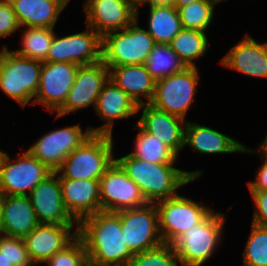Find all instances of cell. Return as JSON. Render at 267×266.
Segmentation results:
<instances>
[{
    "label": "cell",
    "instance_id": "cell-26",
    "mask_svg": "<svg viewBox=\"0 0 267 266\" xmlns=\"http://www.w3.org/2000/svg\"><path fill=\"white\" fill-rule=\"evenodd\" d=\"M109 79L138 105L150 103L153 99L156 80L147 71L145 64L109 68Z\"/></svg>",
    "mask_w": 267,
    "mask_h": 266
},
{
    "label": "cell",
    "instance_id": "cell-19",
    "mask_svg": "<svg viewBox=\"0 0 267 266\" xmlns=\"http://www.w3.org/2000/svg\"><path fill=\"white\" fill-rule=\"evenodd\" d=\"M28 197L39 224H78L63 204L59 176L52 172L41 181Z\"/></svg>",
    "mask_w": 267,
    "mask_h": 266
},
{
    "label": "cell",
    "instance_id": "cell-27",
    "mask_svg": "<svg viewBox=\"0 0 267 266\" xmlns=\"http://www.w3.org/2000/svg\"><path fill=\"white\" fill-rule=\"evenodd\" d=\"M206 32L182 29L169 44L186 67H197L196 61L206 55L209 37Z\"/></svg>",
    "mask_w": 267,
    "mask_h": 266
},
{
    "label": "cell",
    "instance_id": "cell-34",
    "mask_svg": "<svg viewBox=\"0 0 267 266\" xmlns=\"http://www.w3.org/2000/svg\"><path fill=\"white\" fill-rule=\"evenodd\" d=\"M128 266H181L180 260L171 244L139 252L130 260Z\"/></svg>",
    "mask_w": 267,
    "mask_h": 266
},
{
    "label": "cell",
    "instance_id": "cell-46",
    "mask_svg": "<svg viewBox=\"0 0 267 266\" xmlns=\"http://www.w3.org/2000/svg\"><path fill=\"white\" fill-rule=\"evenodd\" d=\"M217 1L218 3H221V2H227L228 0H215Z\"/></svg>",
    "mask_w": 267,
    "mask_h": 266
},
{
    "label": "cell",
    "instance_id": "cell-40",
    "mask_svg": "<svg viewBox=\"0 0 267 266\" xmlns=\"http://www.w3.org/2000/svg\"><path fill=\"white\" fill-rule=\"evenodd\" d=\"M145 5L148 6V9L170 8V7H174V1L173 0H141V2L137 5V8H140V6L144 7Z\"/></svg>",
    "mask_w": 267,
    "mask_h": 266
},
{
    "label": "cell",
    "instance_id": "cell-39",
    "mask_svg": "<svg viewBox=\"0 0 267 266\" xmlns=\"http://www.w3.org/2000/svg\"><path fill=\"white\" fill-rule=\"evenodd\" d=\"M248 154V155H257L259 158H261L262 164L259 165L258 170L256 172V179L254 181H247V187L249 190H261V191H267V158L262 156L254 147V149H251L250 147H246L244 145V149L242 154Z\"/></svg>",
    "mask_w": 267,
    "mask_h": 266
},
{
    "label": "cell",
    "instance_id": "cell-41",
    "mask_svg": "<svg viewBox=\"0 0 267 266\" xmlns=\"http://www.w3.org/2000/svg\"><path fill=\"white\" fill-rule=\"evenodd\" d=\"M255 149L264 157L267 158V132L262 141L257 145Z\"/></svg>",
    "mask_w": 267,
    "mask_h": 266
},
{
    "label": "cell",
    "instance_id": "cell-5",
    "mask_svg": "<svg viewBox=\"0 0 267 266\" xmlns=\"http://www.w3.org/2000/svg\"><path fill=\"white\" fill-rule=\"evenodd\" d=\"M41 70L42 62L18 56L6 44L0 49V91L21 109L33 105Z\"/></svg>",
    "mask_w": 267,
    "mask_h": 266
},
{
    "label": "cell",
    "instance_id": "cell-17",
    "mask_svg": "<svg viewBox=\"0 0 267 266\" xmlns=\"http://www.w3.org/2000/svg\"><path fill=\"white\" fill-rule=\"evenodd\" d=\"M77 236L78 224H39L23 240L30 260L34 266H38L64 249Z\"/></svg>",
    "mask_w": 267,
    "mask_h": 266
},
{
    "label": "cell",
    "instance_id": "cell-43",
    "mask_svg": "<svg viewBox=\"0 0 267 266\" xmlns=\"http://www.w3.org/2000/svg\"><path fill=\"white\" fill-rule=\"evenodd\" d=\"M0 266H13V264H9L7 258L4 253L0 251Z\"/></svg>",
    "mask_w": 267,
    "mask_h": 266
},
{
    "label": "cell",
    "instance_id": "cell-32",
    "mask_svg": "<svg viewBox=\"0 0 267 266\" xmlns=\"http://www.w3.org/2000/svg\"><path fill=\"white\" fill-rule=\"evenodd\" d=\"M215 0H200L178 9L183 29L199 30L208 33L215 17Z\"/></svg>",
    "mask_w": 267,
    "mask_h": 266
},
{
    "label": "cell",
    "instance_id": "cell-35",
    "mask_svg": "<svg viewBox=\"0 0 267 266\" xmlns=\"http://www.w3.org/2000/svg\"><path fill=\"white\" fill-rule=\"evenodd\" d=\"M46 266H87L89 264L87 248L78 235L69 245L52 255Z\"/></svg>",
    "mask_w": 267,
    "mask_h": 266
},
{
    "label": "cell",
    "instance_id": "cell-6",
    "mask_svg": "<svg viewBox=\"0 0 267 266\" xmlns=\"http://www.w3.org/2000/svg\"><path fill=\"white\" fill-rule=\"evenodd\" d=\"M139 16L136 8V19L127 28L102 38V61L108 68L145 64L156 42L139 26Z\"/></svg>",
    "mask_w": 267,
    "mask_h": 266
},
{
    "label": "cell",
    "instance_id": "cell-3",
    "mask_svg": "<svg viewBox=\"0 0 267 266\" xmlns=\"http://www.w3.org/2000/svg\"><path fill=\"white\" fill-rule=\"evenodd\" d=\"M225 213L214 209L196 226L178 236L172 243L181 266H202L222 244Z\"/></svg>",
    "mask_w": 267,
    "mask_h": 266
},
{
    "label": "cell",
    "instance_id": "cell-14",
    "mask_svg": "<svg viewBox=\"0 0 267 266\" xmlns=\"http://www.w3.org/2000/svg\"><path fill=\"white\" fill-rule=\"evenodd\" d=\"M79 65L66 62H42L39 89L33 104L55 112L64 104L73 87Z\"/></svg>",
    "mask_w": 267,
    "mask_h": 266
},
{
    "label": "cell",
    "instance_id": "cell-10",
    "mask_svg": "<svg viewBox=\"0 0 267 266\" xmlns=\"http://www.w3.org/2000/svg\"><path fill=\"white\" fill-rule=\"evenodd\" d=\"M92 135L79 123L45 132L26 149L52 172H56L69 154Z\"/></svg>",
    "mask_w": 267,
    "mask_h": 266
},
{
    "label": "cell",
    "instance_id": "cell-37",
    "mask_svg": "<svg viewBox=\"0 0 267 266\" xmlns=\"http://www.w3.org/2000/svg\"><path fill=\"white\" fill-rule=\"evenodd\" d=\"M20 25L9 0H0V39L19 31Z\"/></svg>",
    "mask_w": 267,
    "mask_h": 266
},
{
    "label": "cell",
    "instance_id": "cell-38",
    "mask_svg": "<svg viewBox=\"0 0 267 266\" xmlns=\"http://www.w3.org/2000/svg\"><path fill=\"white\" fill-rule=\"evenodd\" d=\"M254 202L252 223L267 228V191L249 190Z\"/></svg>",
    "mask_w": 267,
    "mask_h": 266
},
{
    "label": "cell",
    "instance_id": "cell-13",
    "mask_svg": "<svg viewBox=\"0 0 267 266\" xmlns=\"http://www.w3.org/2000/svg\"><path fill=\"white\" fill-rule=\"evenodd\" d=\"M109 79V68L100 60L80 65L76 78L64 104L55 112V120L88 107L95 108L104 84Z\"/></svg>",
    "mask_w": 267,
    "mask_h": 266
},
{
    "label": "cell",
    "instance_id": "cell-1",
    "mask_svg": "<svg viewBox=\"0 0 267 266\" xmlns=\"http://www.w3.org/2000/svg\"><path fill=\"white\" fill-rule=\"evenodd\" d=\"M78 235L93 266H128L134 256L124 243V230L117 212L99 211L78 224Z\"/></svg>",
    "mask_w": 267,
    "mask_h": 266
},
{
    "label": "cell",
    "instance_id": "cell-8",
    "mask_svg": "<svg viewBox=\"0 0 267 266\" xmlns=\"http://www.w3.org/2000/svg\"><path fill=\"white\" fill-rule=\"evenodd\" d=\"M158 210L159 232L165 244L200 223L214 208L177 194L155 203Z\"/></svg>",
    "mask_w": 267,
    "mask_h": 266
},
{
    "label": "cell",
    "instance_id": "cell-31",
    "mask_svg": "<svg viewBox=\"0 0 267 266\" xmlns=\"http://www.w3.org/2000/svg\"><path fill=\"white\" fill-rule=\"evenodd\" d=\"M145 66L155 80L182 72L186 66L170 45L156 44L148 56Z\"/></svg>",
    "mask_w": 267,
    "mask_h": 266
},
{
    "label": "cell",
    "instance_id": "cell-4",
    "mask_svg": "<svg viewBox=\"0 0 267 266\" xmlns=\"http://www.w3.org/2000/svg\"><path fill=\"white\" fill-rule=\"evenodd\" d=\"M112 135L92 134L67 156L56 171L59 178L100 180L115 161Z\"/></svg>",
    "mask_w": 267,
    "mask_h": 266
},
{
    "label": "cell",
    "instance_id": "cell-21",
    "mask_svg": "<svg viewBox=\"0 0 267 266\" xmlns=\"http://www.w3.org/2000/svg\"><path fill=\"white\" fill-rule=\"evenodd\" d=\"M219 64L245 76L267 79V44L256 41L247 32L225 53Z\"/></svg>",
    "mask_w": 267,
    "mask_h": 266
},
{
    "label": "cell",
    "instance_id": "cell-16",
    "mask_svg": "<svg viewBox=\"0 0 267 266\" xmlns=\"http://www.w3.org/2000/svg\"><path fill=\"white\" fill-rule=\"evenodd\" d=\"M136 8L131 0H85V24L103 38L127 28L136 19Z\"/></svg>",
    "mask_w": 267,
    "mask_h": 266
},
{
    "label": "cell",
    "instance_id": "cell-45",
    "mask_svg": "<svg viewBox=\"0 0 267 266\" xmlns=\"http://www.w3.org/2000/svg\"><path fill=\"white\" fill-rule=\"evenodd\" d=\"M136 6L141 2V0H131Z\"/></svg>",
    "mask_w": 267,
    "mask_h": 266
},
{
    "label": "cell",
    "instance_id": "cell-25",
    "mask_svg": "<svg viewBox=\"0 0 267 266\" xmlns=\"http://www.w3.org/2000/svg\"><path fill=\"white\" fill-rule=\"evenodd\" d=\"M20 27L56 28L64 0H9Z\"/></svg>",
    "mask_w": 267,
    "mask_h": 266
},
{
    "label": "cell",
    "instance_id": "cell-22",
    "mask_svg": "<svg viewBox=\"0 0 267 266\" xmlns=\"http://www.w3.org/2000/svg\"><path fill=\"white\" fill-rule=\"evenodd\" d=\"M59 180L65 209L78 224L84 218L101 211L99 180Z\"/></svg>",
    "mask_w": 267,
    "mask_h": 266
},
{
    "label": "cell",
    "instance_id": "cell-33",
    "mask_svg": "<svg viewBox=\"0 0 267 266\" xmlns=\"http://www.w3.org/2000/svg\"><path fill=\"white\" fill-rule=\"evenodd\" d=\"M250 234L241 253L242 266H267V228L251 222Z\"/></svg>",
    "mask_w": 267,
    "mask_h": 266
},
{
    "label": "cell",
    "instance_id": "cell-18",
    "mask_svg": "<svg viewBox=\"0 0 267 266\" xmlns=\"http://www.w3.org/2000/svg\"><path fill=\"white\" fill-rule=\"evenodd\" d=\"M139 105L112 80L104 84L94 108L95 114L104 121L98 127L89 126L92 134L113 136L114 121L130 119L138 114Z\"/></svg>",
    "mask_w": 267,
    "mask_h": 266
},
{
    "label": "cell",
    "instance_id": "cell-12",
    "mask_svg": "<svg viewBox=\"0 0 267 266\" xmlns=\"http://www.w3.org/2000/svg\"><path fill=\"white\" fill-rule=\"evenodd\" d=\"M84 31L58 36L54 33L46 62L89 65L102 60V38L88 25Z\"/></svg>",
    "mask_w": 267,
    "mask_h": 266
},
{
    "label": "cell",
    "instance_id": "cell-9",
    "mask_svg": "<svg viewBox=\"0 0 267 266\" xmlns=\"http://www.w3.org/2000/svg\"><path fill=\"white\" fill-rule=\"evenodd\" d=\"M117 213L124 230V243L133 255L164 243L159 232L155 203L146 202L141 206L119 210Z\"/></svg>",
    "mask_w": 267,
    "mask_h": 266
},
{
    "label": "cell",
    "instance_id": "cell-28",
    "mask_svg": "<svg viewBox=\"0 0 267 266\" xmlns=\"http://www.w3.org/2000/svg\"><path fill=\"white\" fill-rule=\"evenodd\" d=\"M137 135L135 136L132 152L129 154L150 163H178V156L162 141L145 131L136 123Z\"/></svg>",
    "mask_w": 267,
    "mask_h": 266
},
{
    "label": "cell",
    "instance_id": "cell-11",
    "mask_svg": "<svg viewBox=\"0 0 267 266\" xmlns=\"http://www.w3.org/2000/svg\"><path fill=\"white\" fill-rule=\"evenodd\" d=\"M12 159L8 152L2 163L0 195H28L52 173L27 150Z\"/></svg>",
    "mask_w": 267,
    "mask_h": 266
},
{
    "label": "cell",
    "instance_id": "cell-20",
    "mask_svg": "<svg viewBox=\"0 0 267 266\" xmlns=\"http://www.w3.org/2000/svg\"><path fill=\"white\" fill-rule=\"evenodd\" d=\"M141 115L137 123L151 135L166 144L178 157L184 151L187 121L160 110L150 103L139 105Z\"/></svg>",
    "mask_w": 267,
    "mask_h": 266
},
{
    "label": "cell",
    "instance_id": "cell-24",
    "mask_svg": "<svg viewBox=\"0 0 267 266\" xmlns=\"http://www.w3.org/2000/svg\"><path fill=\"white\" fill-rule=\"evenodd\" d=\"M243 143L236 138L225 135L222 132L207 125L187 121L185 127V145L199 154H233L242 153Z\"/></svg>",
    "mask_w": 267,
    "mask_h": 266
},
{
    "label": "cell",
    "instance_id": "cell-42",
    "mask_svg": "<svg viewBox=\"0 0 267 266\" xmlns=\"http://www.w3.org/2000/svg\"><path fill=\"white\" fill-rule=\"evenodd\" d=\"M174 1V7L176 9H179L180 7L186 6L189 3H192L194 1H200V0H173Z\"/></svg>",
    "mask_w": 267,
    "mask_h": 266
},
{
    "label": "cell",
    "instance_id": "cell-2",
    "mask_svg": "<svg viewBox=\"0 0 267 266\" xmlns=\"http://www.w3.org/2000/svg\"><path fill=\"white\" fill-rule=\"evenodd\" d=\"M115 161L139 187L145 200L152 203L176 196L178 189L195 182L205 173L201 169L187 171L177 168V163H150L129 153L115 158Z\"/></svg>",
    "mask_w": 267,
    "mask_h": 266
},
{
    "label": "cell",
    "instance_id": "cell-15",
    "mask_svg": "<svg viewBox=\"0 0 267 266\" xmlns=\"http://www.w3.org/2000/svg\"><path fill=\"white\" fill-rule=\"evenodd\" d=\"M101 211L117 212L145 204L139 187L114 161L99 180Z\"/></svg>",
    "mask_w": 267,
    "mask_h": 266
},
{
    "label": "cell",
    "instance_id": "cell-44",
    "mask_svg": "<svg viewBox=\"0 0 267 266\" xmlns=\"http://www.w3.org/2000/svg\"><path fill=\"white\" fill-rule=\"evenodd\" d=\"M6 154H7V152L0 149V176H1L2 163L5 159Z\"/></svg>",
    "mask_w": 267,
    "mask_h": 266
},
{
    "label": "cell",
    "instance_id": "cell-29",
    "mask_svg": "<svg viewBox=\"0 0 267 266\" xmlns=\"http://www.w3.org/2000/svg\"><path fill=\"white\" fill-rule=\"evenodd\" d=\"M146 30L156 44L169 45L172 39L183 29L178 9L154 8L148 9Z\"/></svg>",
    "mask_w": 267,
    "mask_h": 266
},
{
    "label": "cell",
    "instance_id": "cell-23",
    "mask_svg": "<svg viewBox=\"0 0 267 266\" xmlns=\"http://www.w3.org/2000/svg\"><path fill=\"white\" fill-rule=\"evenodd\" d=\"M38 225L28 195H0V234L24 238Z\"/></svg>",
    "mask_w": 267,
    "mask_h": 266
},
{
    "label": "cell",
    "instance_id": "cell-7",
    "mask_svg": "<svg viewBox=\"0 0 267 266\" xmlns=\"http://www.w3.org/2000/svg\"><path fill=\"white\" fill-rule=\"evenodd\" d=\"M198 67H186L182 72L156 80L150 104L186 121L188 110L195 104L200 81Z\"/></svg>",
    "mask_w": 267,
    "mask_h": 266
},
{
    "label": "cell",
    "instance_id": "cell-30",
    "mask_svg": "<svg viewBox=\"0 0 267 266\" xmlns=\"http://www.w3.org/2000/svg\"><path fill=\"white\" fill-rule=\"evenodd\" d=\"M21 31V48L12 51L24 58L46 62L55 33L54 28L21 27Z\"/></svg>",
    "mask_w": 267,
    "mask_h": 266
},
{
    "label": "cell",
    "instance_id": "cell-36",
    "mask_svg": "<svg viewBox=\"0 0 267 266\" xmlns=\"http://www.w3.org/2000/svg\"><path fill=\"white\" fill-rule=\"evenodd\" d=\"M0 251L13 266H34L30 260L23 238L0 234Z\"/></svg>",
    "mask_w": 267,
    "mask_h": 266
}]
</instances>
